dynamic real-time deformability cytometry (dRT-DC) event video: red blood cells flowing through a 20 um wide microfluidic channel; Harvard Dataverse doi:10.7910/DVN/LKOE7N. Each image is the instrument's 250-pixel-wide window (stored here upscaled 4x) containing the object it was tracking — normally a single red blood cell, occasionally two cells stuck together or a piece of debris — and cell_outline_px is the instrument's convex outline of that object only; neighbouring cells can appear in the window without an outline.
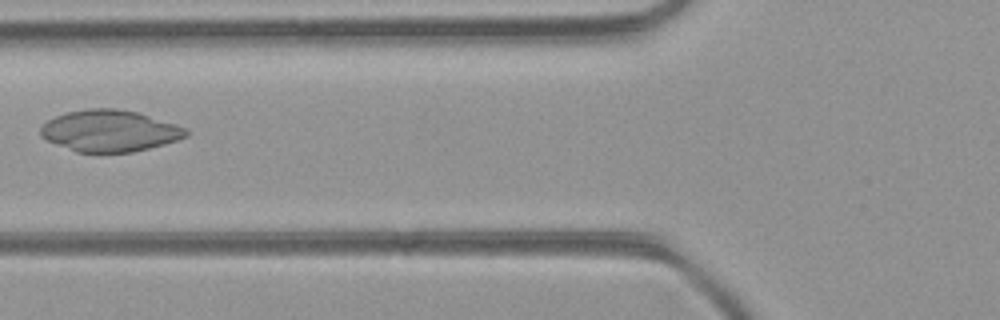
{"species": "common noctule bat (a hibernating species)", "species_latin": "Nyctalus noctula", "temperature_condition": "room temperature", "stored_images_in_passage": 2, "camera_frame_rate_fps": 3000, "um_per_image_px": 0.085, "animal": {"sex": "female", "body_mass_g": 21.9}, "frame": {"image": 1, "passage_image": 2, "time_ms": 0.333, "image_size_px": [1000, 320], "cell_outline_px": [[188, 136], [164, 144], [132, 152], [76, 152], [56, 144], [40, 136], [40, 128], [48, 120], [56, 116], [68, 112], [88, 108], [116, 108], [136, 112], [176, 124], [184, 128], [188, 132]], "centroid_in_image_um": [9.31, 11.12], "position_along_channel_um": 116.5, "area_um2": 34.91}}